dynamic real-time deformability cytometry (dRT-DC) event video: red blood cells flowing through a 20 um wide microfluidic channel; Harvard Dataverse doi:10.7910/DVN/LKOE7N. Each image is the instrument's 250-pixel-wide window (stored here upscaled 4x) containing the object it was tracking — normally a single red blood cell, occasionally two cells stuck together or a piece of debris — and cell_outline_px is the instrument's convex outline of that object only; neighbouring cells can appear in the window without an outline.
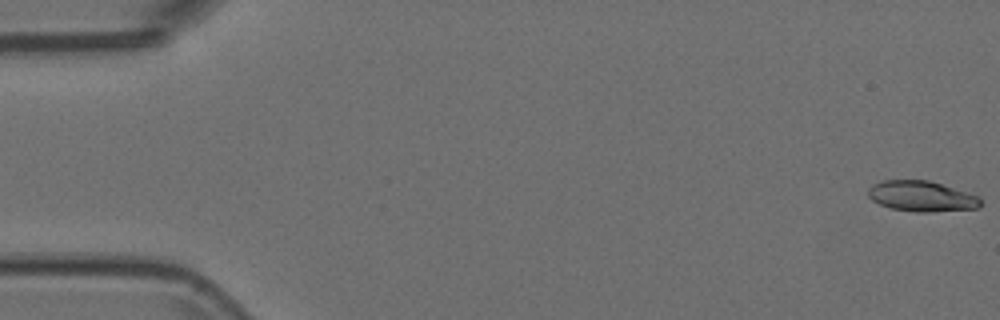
{"species": "Egyptian fruit bat (a non-hibernating species)", "species_latin": "Rousettus aegyptiacus", "temperature_condition": "room temperature", "stored_images_in_passage": 52, "camera_frame_rate_fps": 3000, "um_per_image_px": 0.085, "animal": {"sex": "female"}, "frame": {"image": 1, "passage_image": 1, "time_ms": 0.0, "image_size_px": [1000, 320], "cell_outline_px": [[980, 208], [928, 212], [916, 212], [888, 208], [872, 200], [868, 196], [868, 188], [872, 184], [884, 180], [928, 180], [980, 196]], "centroid_in_image_um": [78.32, 16.68], "position_along_channel_um": 6.7, "area_um2": 20.06}}
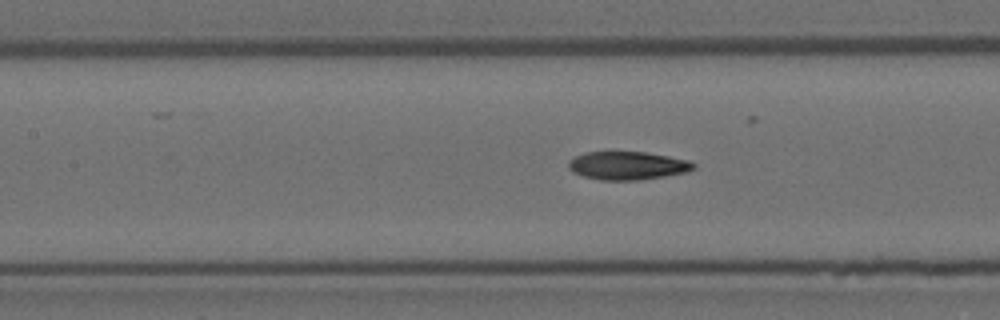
{"frame": {"image": 2, "passage_image": 24, "time_ms": 7.667, "image_size_px": [1000, 320], "cell_outline_px": [[696, 168], [688, 172], [664, 176], [636, 180], [600, 180], [584, 176], [572, 172], [568, 168], [568, 160], [584, 152], [644, 152], [668, 156], [688, 160], [696, 164]], "centroid_in_image_um": [53.34, 14.07], "position_along_channel_um": 154.1, "area_um2": 20.58}}
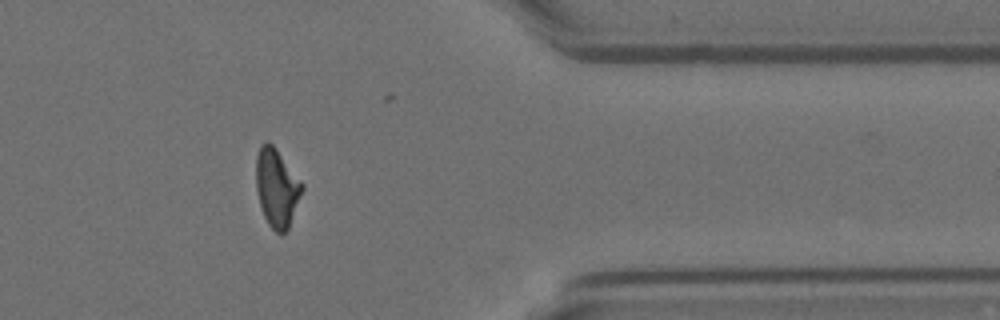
{"frame": {"image": 3, "passage_image": 44, "time_ms": 14.333, "image_size_px": [1000, 320], "cell_outline_px": [[304, 188], [288, 228], [284, 232], [276, 232], [268, 224], [264, 216], [260, 204], [256, 188], [256, 156], [260, 144], [264, 140], [268, 140], [276, 148], [304, 184]], "centroid_in_image_um": [23.52, 15.9], "position_along_channel_um": 387.9, "area_um2": 20.98}}